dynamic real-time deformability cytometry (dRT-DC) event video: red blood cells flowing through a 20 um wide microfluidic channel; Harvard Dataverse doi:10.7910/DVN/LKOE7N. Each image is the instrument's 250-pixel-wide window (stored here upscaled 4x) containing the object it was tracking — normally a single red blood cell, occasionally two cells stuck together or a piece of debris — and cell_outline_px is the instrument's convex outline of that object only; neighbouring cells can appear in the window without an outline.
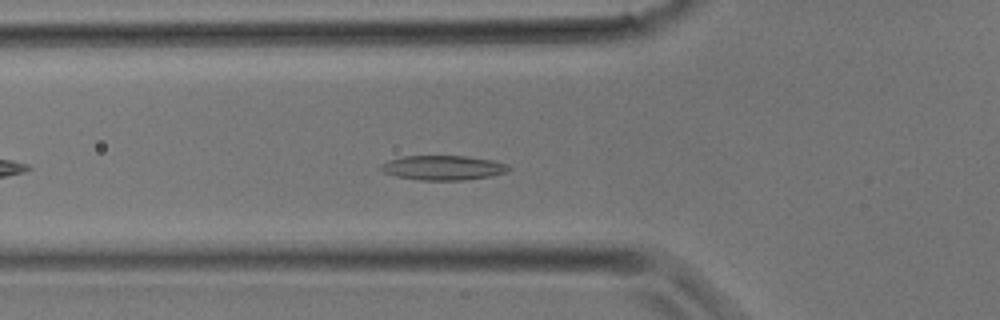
{"species": "common noctule bat (a hibernating species)", "species_latin": "Nyctalus noctula", "temperature_condition": "room temperature", "stored_images_in_passage": 25, "camera_frame_rate_fps": 3000, "um_per_image_px": 0.085, "animal": {"sex": "male", "body_mass_g": 17.9}, "frame": {"image": 1, "passage_image": 5, "time_ms": 1.333, "image_size_px": [1000, 320], "cell_outline_px": [[508, 172], [488, 176], [464, 180], [420, 180], [396, 176], [384, 172], [380, 168], [380, 164], [388, 160], [404, 156], [464, 156], [492, 160], [508, 164]], "centroid_in_image_um": [37.63, 14.25], "position_along_channel_um": 88.2, "area_um2": 18.15}}
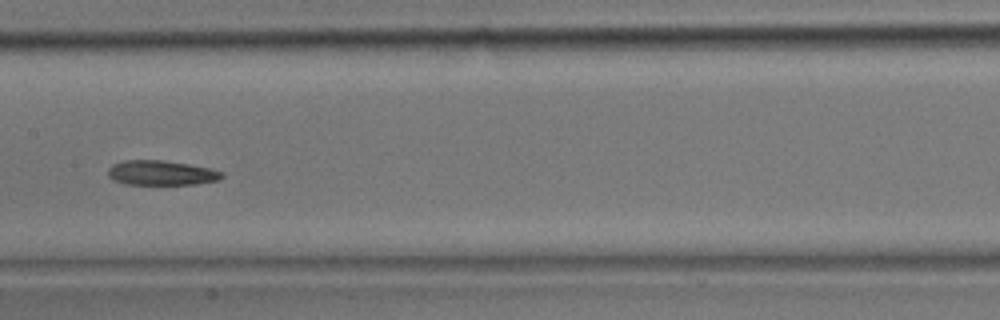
{"frame": {"image": 2, "passage_image": 10, "time_ms": 3.0, "image_size_px": [1000, 320], "cell_outline_px": [[224, 176], [220, 180], [196, 184], [128, 184], [112, 180], [108, 176], [108, 168], [112, 164], [124, 160], [160, 160], [188, 164], [208, 168], [224, 172]], "centroid_in_image_um": [13.7, 14.69], "position_along_channel_um": 193.7, "area_um2": 16.42}}
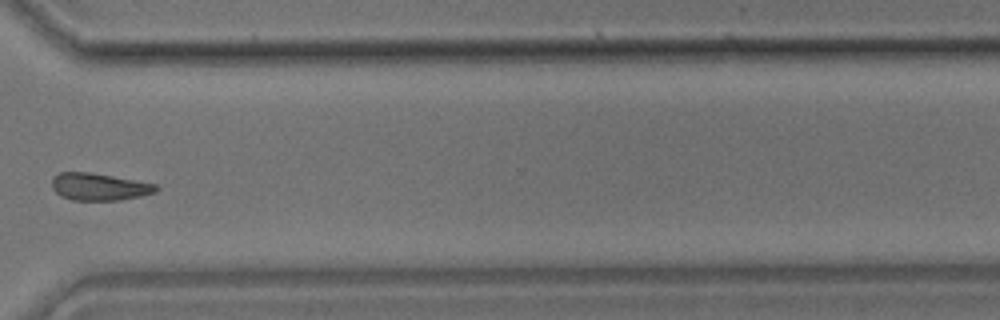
{"frame": {"image": 3, "passage_image": 18, "time_ms": 5.667, "image_size_px": [1000, 320], "cell_outline_px": [[160, 188], [156, 192], [140, 196], [120, 200], [72, 200], [60, 196], [52, 188], [52, 176], [60, 172], [92, 172], [156, 184]], "centroid_in_image_um": [8.41, 15.87], "position_along_channel_um": 362.2, "area_um2": 16.65}}